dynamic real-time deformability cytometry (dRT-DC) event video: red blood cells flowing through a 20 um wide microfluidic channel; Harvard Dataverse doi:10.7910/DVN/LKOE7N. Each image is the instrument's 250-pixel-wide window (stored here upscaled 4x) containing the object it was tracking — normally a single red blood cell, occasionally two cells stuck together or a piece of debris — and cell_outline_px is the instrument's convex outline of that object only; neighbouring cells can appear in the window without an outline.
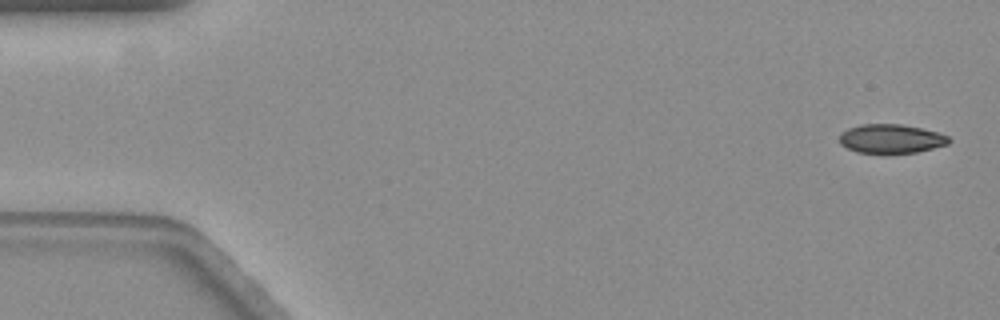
{"species": "common noctule bat (a hibernating species)", "species_latin": "Nyctalus noctula", "temperature_condition": "warm", "stored_images_in_passage": 6, "camera_frame_rate_fps": 3000, "um_per_image_px": 0.085, "animal": {"sex": "female", "body_mass_g": 19.3, "forearm_length_mm": 54.1}, "frame": {"image": 1, "passage_image": 1, "time_ms": 0.0, "image_size_px": [1000, 320], "cell_outline_px": [[952, 140], [948, 144], [916, 152], [888, 156], [884, 156], [856, 152], [840, 144], [840, 136], [848, 128], [860, 124], [900, 124], [920, 128], [936, 132], [948, 136]], "centroid_in_image_um": [75.72, 11.84], "position_along_channel_um": 9.3, "area_um2": 19.02}}